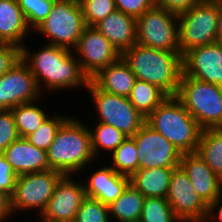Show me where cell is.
Segmentation results:
<instances>
[{
  "label": "cell",
  "mask_w": 222,
  "mask_h": 222,
  "mask_svg": "<svg viewBox=\"0 0 222 222\" xmlns=\"http://www.w3.org/2000/svg\"><path fill=\"white\" fill-rule=\"evenodd\" d=\"M28 49L25 45L21 48L20 58L35 76L40 91L44 89L43 85L48 91L55 92L87 86L89 78L82 72L73 50L50 44L32 54Z\"/></svg>",
  "instance_id": "6da1fadb"
},
{
  "label": "cell",
  "mask_w": 222,
  "mask_h": 222,
  "mask_svg": "<svg viewBox=\"0 0 222 222\" xmlns=\"http://www.w3.org/2000/svg\"><path fill=\"white\" fill-rule=\"evenodd\" d=\"M121 57L136 79L158 86L168 96H177L183 73L181 52L153 49L136 43Z\"/></svg>",
  "instance_id": "7a4b0ae2"
},
{
  "label": "cell",
  "mask_w": 222,
  "mask_h": 222,
  "mask_svg": "<svg viewBox=\"0 0 222 222\" xmlns=\"http://www.w3.org/2000/svg\"><path fill=\"white\" fill-rule=\"evenodd\" d=\"M72 118L62 123L46 151L50 169L70 176L95 160L89 128Z\"/></svg>",
  "instance_id": "3957f363"
},
{
  "label": "cell",
  "mask_w": 222,
  "mask_h": 222,
  "mask_svg": "<svg viewBox=\"0 0 222 222\" xmlns=\"http://www.w3.org/2000/svg\"><path fill=\"white\" fill-rule=\"evenodd\" d=\"M180 152L195 153L202 128L176 96L167 97L145 119Z\"/></svg>",
  "instance_id": "277c9868"
},
{
  "label": "cell",
  "mask_w": 222,
  "mask_h": 222,
  "mask_svg": "<svg viewBox=\"0 0 222 222\" xmlns=\"http://www.w3.org/2000/svg\"><path fill=\"white\" fill-rule=\"evenodd\" d=\"M176 97L202 129L222 127V86L182 73Z\"/></svg>",
  "instance_id": "5b68a950"
},
{
  "label": "cell",
  "mask_w": 222,
  "mask_h": 222,
  "mask_svg": "<svg viewBox=\"0 0 222 222\" xmlns=\"http://www.w3.org/2000/svg\"><path fill=\"white\" fill-rule=\"evenodd\" d=\"M220 1H205L178 15L179 48L188 50L217 42Z\"/></svg>",
  "instance_id": "8992f818"
},
{
  "label": "cell",
  "mask_w": 222,
  "mask_h": 222,
  "mask_svg": "<svg viewBox=\"0 0 222 222\" xmlns=\"http://www.w3.org/2000/svg\"><path fill=\"white\" fill-rule=\"evenodd\" d=\"M85 27L80 4L74 0H55L49 15L35 31L50 39L47 44L75 51Z\"/></svg>",
  "instance_id": "52a82bcc"
},
{
  "label": "cell",
  "mask_w": 222,
  "mask_h": 222,
  "mask_svg": "<svg viewBox=\"0 0 222 222\" xmlns=\"http://www.w3.org/2000/svg\"><path fill=\"white\" fill-rule=\"evenodd\" d=\"M178 15L156 4L136 18V42L148 48L180 52Z\"/></svg>",
  "instance_id": "ba28073f"
},
{
  "label": "cell",
  "mask_w": 222,
  "mask_h": 222,
  "mask_svg": "<svg viewBox=\"0 0 222 222\" xmlns=\"http://www.w3.org/2000/svg\"><path fill=\"white\" fill-rule=\"evenodd\" d=\"M85 88L95 103L99 122L115 127L128 137H132L145 123L146 118L136 110L128 97L104 92L91 80Z\"/></svg>",
  "instance_id": "9c48e42d"
},
{
  "label": "cell",
  "mask_w": 222,
  "mask_h": 222,
  "mask_svg": "<svg viewBox=\"0 0 222 222\" xmlns=\"http://www.w3.org/2000/svg\"><path fill=\"white\" fill-rule=\"evenodd\" d=\"M63 176L62 173L52 169L17 176L11 196L12 213L37 209L41 215Z\"/></svg>",
  "instance_id": "30bf717a"
},
{
  "label": "cell",
  "mask_w": 222,
  "mask_h": 222,
  "mask_svg": "<svg viewBox=\"0 0 222 222\" xmlns=\"http://www.w3.org/2000/svg\"><path fill=\"white\" fill-rule=\"evenodd\" d=\"M138 153V169L178 168L182 153L146 122L131 137Z\"/></svg>",
  "instance_id": "8fae6325"
},
{
  "label": "cell",
  "mask_w": 222,
  "mask_h": 222,
  "mask_svg": "<svg viewBox=\"0 0 222 222\" xmlns=\"http://www.w3.org/2000/svg\"><path fill=\"white\" fill-rule=\"evenodd\" d=\"M40 92L35 76L19 58L0 76V110H10L19 104L37 101Z\"/></svg>",
  "instance_id": "7c38bea8"
},
{
  "label": "cell",
  "mask_w": 222,
  "mask_h": 222,
  "mask_svg": "<svg viewBox=\"0 0 222 222\" xmlns=\"http://www.w3.org/2000/svg\"><path fill=\"white\" fill-rule=\"evenodd\" d=\"M79 53L82 72L89 78L94 77L102 68L117 61L121 54L94 26H86L74 48Z\"/></svg>",
  "instance_id": "4fadbf2b"
},
{
  "label": "cell",
  "mask_w": 222,
  "mask_h": 222,
  "mask_svg": "<svg viewBox=\"0 0 222 222\" xmlns=\"http://www.w3.org/2000/svg\"><path fill=\"white\" fill-rule=\"evenodd\" d=\"M166 199L181 222L205 221L207 205L198 196L190 179L180 166L172 172Z\"/></svg>",
  "instance_id": "5bb4252c"
},
{
  "label": "cell",
  "mask_w": 222,
  "mask_h": 222,
  "mask_svg": "<svg viewBox=\"0 0 222 222\" xmlns=\"http://www.w3.org/2000/svg\"><path fill=\"white\" fill-rule=\"evenodd\" d=\"M64 175L57 183L51 199L40 215V222L74 221L77 211L86 197L83 181L74 182Z\"/></svg>",
  "instance_id": "9a60e30c"
},
{
  "label": "cell",
  "mask_w": 222,
  "mask_h": 222,
  "mask_svg": "<svg viewBox=\"0 0 222 222\" xmlns=\"http://www.w3.org/2000/svg\"><path fill=\"white\" fill-rule=\"evenodd\" d=\"M183 74L222 86V43L194 47L182 55Z\"/></svg>",
  "instance_id": "2e32d148"
},
{
  "label": "cell",
  "mask_w": 222,
  "mask_h": 222,
  "mask_svg": "<svg viewBox=\"0 0 222 222\" xmlns=\"http://www.w3.org/2000/svg\"><path fill=\"white\" fill-rule=\"evenodd\" d=\"M179 166L187 174L193 188L207 206L222 195V179L197 152L183 153Z\"/></svg>",
  "instance_id": "e0dca14e"
},
{
  "label": "cell",
  "mask_w": 222,
  "mask_h": 222,
  "mask_svg": "<svg viewBox=\"0 0 222 222\" xmlns=\"http://www.w3.org/2000/svg\"><path fill=\"white\" fill-rule=\"evenodd\" d=\"M2 155L17 176L50 170L47 152L37 148L24 137L13 141Z\"/></svg>",
  "instance_id": "ac0fdd59"
},
{
  "label": "cell",
  "mask_w": 222,
  "mask_h": 222,
  "mask_svg": "<svg viewBox=\"0 0 222 222\" xmlns=\"http://www.w3.org/2000/svg\"><path fill=\"white\" fill-rule=\"evenodd\" d=\"M122 55L136 42V18L115 10L94 26Z\"/></svg>",
  "instance_id": "d6986e66"
},
{
  "label": "cell",
  "mask_w": 222,
  "mask_h": 222,
  "mask_svg": "<svg viewBox=\"0 0 222 222\" xmlns=\"http://www.w3.org/2000/svg\"><path fill=\"white\" fill-rule=\"evenodd\" d=\"M130 183V177L117 173L109 166L95 171L83 182L86 196L98 199L105 205L115 201Z\"/></svg>",
  "instance_id": "ffe728a7"
},
{
  "label": "cell",
  "mask_w": 222,
  "mask_h": 222,
  "mask_svg": "<svg viewBox=\"0 0 222 222\" xmlns=\"http://www.w3.org/2000/svg\"><path fill=\"white\" fill-rule=\"evenodd\" d=\"M90 80L104 92L128 97L136 81V76L127 62L120 57L114 63L102 68Z\"/></svg>",
  "instance_id": "44dd1931"
},
{
  "label": "cell",
  "mask_w": 222,
  "mask_h": 222,
  "mask_svg": "<svg viewBox=\"0 0 222 222\" xmlns=\"http://www.w3.org/2000/svg\"><path fill=\"white\" fill-rule=\"evenodd\" d=\"M30 30L18 1L0 0V43L13 44L21 49Z\"/></svg>",
  "instance_id": "7402d4cb"
},
{
  "label": "cell",
  "mask_w": 222,
  "mask_h": 222,
  "mask_svg": "<svg viewBox=\"0 0 222 222\" xmlns=\"http://www.w3.org/2000/svg\"><path fill=\"white\" fill-rule=\"evenodd\" d=\"M176 168L138 169L131 177L133 185L145 198H166L169 190L170 178Z\"/></svg>",
  "instance_id": "603a6c76"
},
{
  "label": "cell",
  "mask_w": 222,
  "mask_h": 222,
  "mask_svg": "<svg viewBox=\"0 0 222 222\" xmlns=\"http://www.w3.org/2000/svg\"><path fill=\"white\" fill-rule=\"evenodd\" d=\"M145 197L130 183L123 193L108 205L110 218L118 222H139Z\"/></svg>",
  "instance_id": "cb8c5ba5"
},
{
  "label": "cell",
  "mask_w": 222,
  "mask_h": 222,
  "mask_svg": "<svg viewBox=\"0 0 222 222\" xmlns=\"http://www.w3.org/2000/svg\"><path fill=\"white\" fill-rule=\"evenodd\" d=\"M196 152L222 179V127L202 129Z\"/></svg>",
  "instance_id": "d4e9b609"
},
{
  "label": "cell",
  "mask_w": 222,
  "mask_h": 222,
  "mask_svg": "<svg viewBox=\"0 0 222 222\" xmlns=\"http://www.w3.org/2000/svg\"><path fill=\"white\" fill-rule=\"evenodd\" d=\"M167 97L169 96L158 86L136 79L128 99L136 110L146 118Z\"/></svg>",
  "instance_id": "484cf974"
},
{
  "label": "cell",
  "mask_w": 222,
  "mask_h": 222,
  "mask_svg": "<svg viewBox=\"0 0 222 222\" xmlns=\"http://www.w3.org/2000/svg\"><path fill=\"white\" fill-rule=\"evenodd\" d=\"M34 103L37 102L22 103L10 109L19 137L26 138L49 117L41 107L34 105Z\"/></svg>",
  "instance_id": "4316f807"
},
{
  "label": "cell",
  "mask_w": 222,
  "mask_h": 222,
  "mask_svg": "<svg viewBox=\"0 0 222 222\" xmlns=\"http://www.w3.org/2000/svg\"><path fill=\"white\" fill-rule=\"evenodd\" d=\"M112 166L117 173L131 177L138 170V153L135 141L127 137L112 153Z\"/></svg>",
  "instance_id": "83f0119b"
},
{
  "label": "cell",
  "mask_w": 222,
  "mask_h": 222,
  "mask_svg": "<svg viewBox=\"0 0 222 222\" xmlns=\"http://www.w3.org/2000/svg\"><path fill=\"white\" fill-rule=\"evenodd\" d=\"M89 131L94 157L100 153L101 148L113 152L128 137L115 127L101 122L96 125L93 131L90 128Z\"/></svg>",
  "instance_id": "f1b7e54d"
},
{
  "label": "cell",
  "mask_w": 222,
  "mask_h": 222,
  "mask_svg": "<svg viewBox=\"0 0 222 222\" xmlns=\"http://www.w3.org/2000/svg\"><path fill=\"white\" fill-rule=\"evenodd\" d=\"M166 198L146 197L139 222H179Z\"/></svg>",
  "instance_id": "f546056e"
},
{
  "label": "cell",
  "mask_w": 222,
  "mask_h": 222,
  "mask_svg": "<svg viewBox=\"0 0 222 222\" xmlns=\"http://www.w3.org/2000/svg\"><path fill=\"white\" fill-rule=\"evenodd\" d=\"M67 119V116L59 115L49 116L40 127L29 134L26 139L39 149L47 151L50 144L54 141L56 132L62 123Z\"/></svg>",
  "instance_id": "4dcf8cb0"
},
{
  "label": "cell",
  "mask_w": 222,
  "mask_h": 222,
  "mask_svg": "<svg viewBox=\"0 0 222 222\" xmlns=\"http://www.w3.org/2000/svg\"><path fill=\"white\" fill-rule=\"evenodd\" d=\"M27 24L33 31L47 18L55 0H17Z\"/></svg>",
  "instance_id": "1f68e13d"
},
{
  "label": "cell",
  "mask_w": 222,
  "mask_h": 222,
  "mask_svg": "<svg viewBox=\"0 0 222 222\" xmlns=\"http://www.w3.org/2000/svg\"><path fill=\"white\" fill-rule=\"evenodd\" d=\"M109 207L95 198L86 196L80 205L76 222H111Z\"/></svg>",
  "instance_id": "d6a6232c"
},
{
  "label": "cell",
  "mask_w": 222,
  "mask_h": 222,
  "mask_svg": "<svg viewBox=\"0 0 222 222\" xmlns=\"http://www.w3.org/2000/svg\"><path fill=\"white\" fill-rule=\"evenodd\" d=\"M80 5L86 26H95L116 10L114 0H85Z\"/></svg>",
  "instance_id": "836d02e7"
},
{
  "label": "cell",
  "mask_w": 222,
  "mask_h": 222,
  "mask_svg": "<svg viewBox=\"0 0 222 222\" xmlns=\"http://www.w3.org/2000/svg\"><path fill=\"white\" fill-rule=\"evenodd\" d=\"M19 138L11 110H0V154Z\"/></svg>",
  "instance_id": "e575fe53"
},
{
  "label": "cell",
  "mask_w": 222,
  "mask_h": 222,
  "mask_svg": "<svg viewBox=\"0 0 222 222\" xmlns=\"http://www.w3.org/2000/svg\"><path fill=\"white\" fill-rule=\"evenodd\" d=\"M114 2L116 10L135 18L141 16L156 4V0H114Z\"/></svg>",
  "instance_id": "d590c367"
},
{
  "label": "cell",
  "mask_w": 222,
  "mask_h": 222,
  "mask_svg": "<svg viewBox=\"0 0 222 222\" xmlns=\"http://www.w3.org/2000/svg\"><path fill=\"white\" fill-rule=\"evenodd\" d=\"M17 175L5 157L0 154V191L5 192L10 197L14 192Z\"/></svg>",
  "instance_id": "8d00e7d4"
},
{
  "label": "cell",
  "mask_w": 222,
  "mask_h": 222,
  "mask_svg": "<svg viewBox=\"0 0 222 222\" xmlns=\"http://www.w3.org/2000/svg\"><path fill=\"white\" fill-rule=\"evenodd\" d=\"M21 49L13 44L0 43V76L7 72L20 58Z\"/></svg>",
  "instance_id": "74e56055"
},
{
  "label": "cell",
  "mask_w": 222,
  "mask_h": 222,
  "mask_svg": "<svg viewBox=\"0 0 222 222\" xmlns=\"http://www.w3.org/2000/svg\"><path fill=\"white\" fill-rule=\"evenodd\" d=\"M205 0H156V5L164 10L179 15Z\"/></svg>",
  "instance_id": "f35d334b"
},
{
  "label": "cell",
  "mask_w": 222,
  "mask_h": 222,
  "mask_svg": "<svg viewBox=\"0 0 222 222\" xmlns=\"http://www.w3.org/2000/svg\"><path fill=\"white\" fill-rule=\"evenodd\" d=\"M204 222H222V195L207 206V216Z\"/></svg>",
  "instance_id": "ab89813d"
},
{
  "label": "cell",
  "mask_w": 222,
  "mask_h": 222,
  "mask_svg": "<svg viewBox=\"0 0 222 222\" xmlns=\"http://www.w3.org/2000/svg\"><path fill=\"white\" fill-rule=\"evenodd\" d=\"M11 197L5 192L0 191V222H4L7 217H11Z\"/></svg>",
  "instance_id": "60d3db41"
},
{
  "label": "cell",
  "mask_w": 222,
  "mask_h": 222,
  "mask_svg": "<svg viewBox=\"0 0 222 222\" xmlns=\"http://www.w3.org/2000/svg\"><path fill=\"white\" fill-rule=\"evenodd\" d=\"M217 42L222 43V6L220 8L218 19Z\"/></svg>",
  "instance_id": "b9f144b4"
},
{
  "label": "cell",
  "mask_w": 222,
  "mask_h": 222,
  "mask_svg": "<svg viewBox=\"0 0 222 222\" xmlns=\"http://www.w3.org/2000/svg\"><path fill=\"white\" fill-rule=\"evenodd\" d=\"M76 3L81 4L85 0H74Z\"/></svg>",
  "instance_id": "7bdbcfd3"
},
{
  "label": "cell",
  "mask_w": 222,
  "mask_h": 222,
  "mask_svg": "<svg viewBox=\"0 0 222 222\" xmlns=\"http://www.w3.org/2000/svg\"><path fill=\"white\" fill-rule=\"evenodd\" d=\"M205 1H220V2H222V0H205Z\"/></svg>",
  "instance_id": "ee69618b"
}]
</instances>
